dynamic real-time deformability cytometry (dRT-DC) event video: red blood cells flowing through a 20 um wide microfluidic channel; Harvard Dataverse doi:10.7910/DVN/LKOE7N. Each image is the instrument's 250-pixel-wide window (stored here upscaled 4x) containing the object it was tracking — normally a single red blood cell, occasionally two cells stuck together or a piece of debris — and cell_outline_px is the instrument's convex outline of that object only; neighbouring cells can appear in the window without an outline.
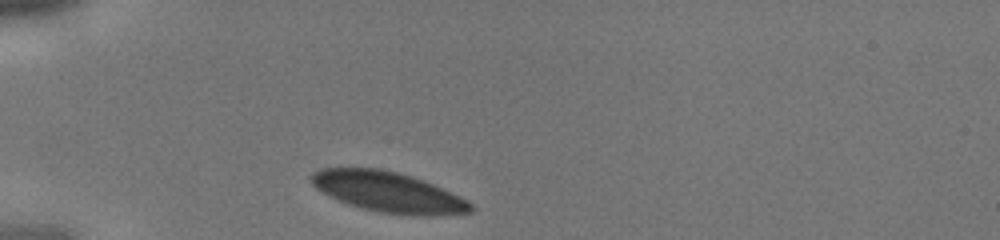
{"species": "human", "species_latin": "Homo sapiens", "temperature_condition": "cold", "stored_images_in_passage": 20, "camera_frame_rate_fps": 3000, "um_per_image_px": 0.085, "donor": {"sex": "male"}, "frame": {"image": 1, "passage_image": 1, "time_ms": 0.0, "image_size_px": [1000, 240], "cell_outline_px": [[476, 208], [472, 212], [432, 216], [420, 216], [380, 212], [360, 208], [340, 200], [316, 188], [308, 180], [308, 176], [312, 172], [320, 168], [376, 168], [400, 172], [424, 180], [460, 196], [472, 204]], "centroid_in_image_um": [33.01, 16.31], "position_along_channel_um": 52.0, "area_um2": 37.57}}
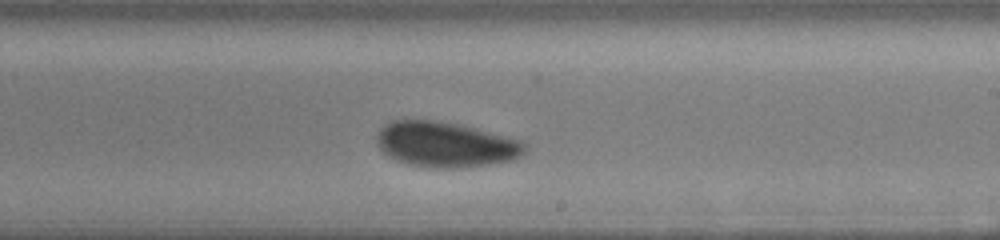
{"frame": {"image": 2, "passage_image": 12, "time_ms": 3.667, "image_size_px": [1000, 240], "cell_outline_px": [[528, 148], [520, 156], [512, 160], [492, 164], [448, 168], [432, 168], [408, 164], [396, 160], [388, 156], [380, 148], [376, 140], [376, 136], [380, 128], [384, 124], [392, 120], [440, 120], [476, 128], [524, 140], [528, 144]], "centroid_in_image_um": [37.9, 12.27], "position_along_channel_um": 251.1, "area_um2": 39.48}}
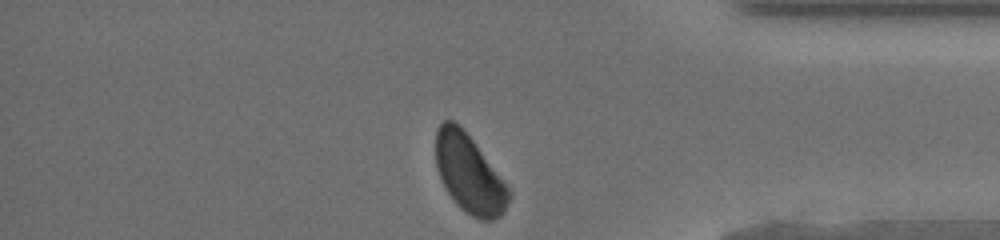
{"frame": {"image": 3, "passage_image": 20, "time_ms": 6.333, "image_size_px": [1000, 240], "cell_outline_px": [[512, 196], [504, 212], [500, 216], [492, 220], [480, 220], [464, 212], [456, 204], [444, 188], [436, 164], [436, 128], [444, 120], [452, 120], [460, 124], [512, 192]], "centroid_in_image_um": [39.88, 14.79], "position_along_channel_um": 395.3, "area_um2": 33.29}}